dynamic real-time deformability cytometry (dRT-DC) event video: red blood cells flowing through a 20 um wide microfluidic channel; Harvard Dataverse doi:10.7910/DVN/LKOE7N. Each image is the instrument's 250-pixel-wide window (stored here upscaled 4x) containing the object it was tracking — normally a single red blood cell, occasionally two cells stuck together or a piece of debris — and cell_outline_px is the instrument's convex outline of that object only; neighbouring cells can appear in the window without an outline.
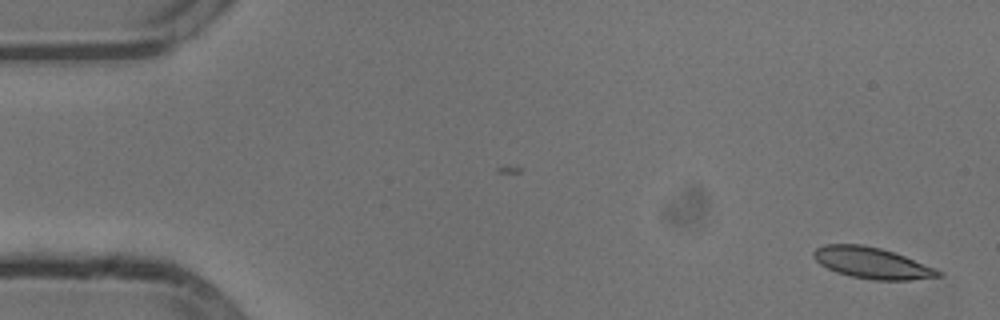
{"species": "common noctule bat (a hibernating species)", "species_latin": "Nyctalus noctula", "temperature_condition": "cold", "stored_images_in_passage": 13, "camera_frame_rate_fps": 3000, "um_per_image_px": 0.085, "animal": {"sex": "male", "body_mass_g": 13.3}, "frame": {"image": 1, "passage_image": 1, "time_ms": 0.0, "image_size_px": [1000, 320], "cell_outline_px": [[944, 276], [908, 280], [872, 280], [852, 276], [836, 272], [820, 264], [812, 256], [812, 252], [816, 248], [824, 244], [860, 244], [880, 248], [904, 256], [936, 268]], "centroid_in_image_um": [74.1, 22.35], "position_along_channel_um": 10.9, "area_um2": 22.54}}
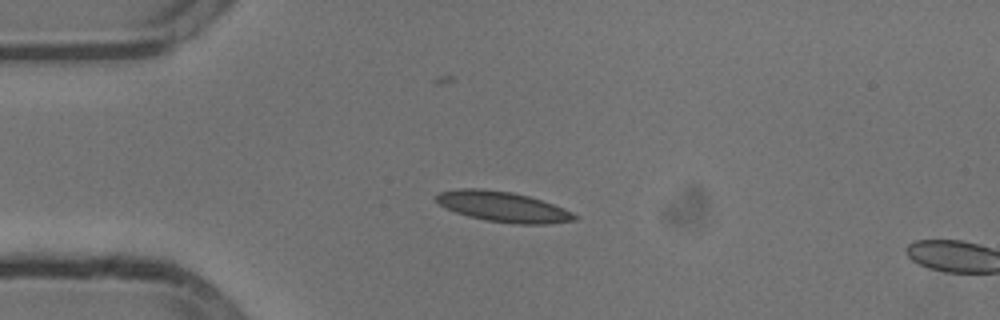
{"frame": {"image": 2, "passage_image": 12, "time_ms": 3.667, "image_size_px": [1000, 320], "cell_outline_px": [[580, 216], [576, 220], [548, 224], [516, 224], [484, 220], [468, 216], [456, 212], [440, 204], [436, 200], [436, 196], [440, 192], [460, 188], [480, 188], [512, 192], [528, 196], [564, 208]], "centroid_in_image_um": [42.79, 17.58], "position_along_channel_um": 42.2, "area_um2": 24.33}}